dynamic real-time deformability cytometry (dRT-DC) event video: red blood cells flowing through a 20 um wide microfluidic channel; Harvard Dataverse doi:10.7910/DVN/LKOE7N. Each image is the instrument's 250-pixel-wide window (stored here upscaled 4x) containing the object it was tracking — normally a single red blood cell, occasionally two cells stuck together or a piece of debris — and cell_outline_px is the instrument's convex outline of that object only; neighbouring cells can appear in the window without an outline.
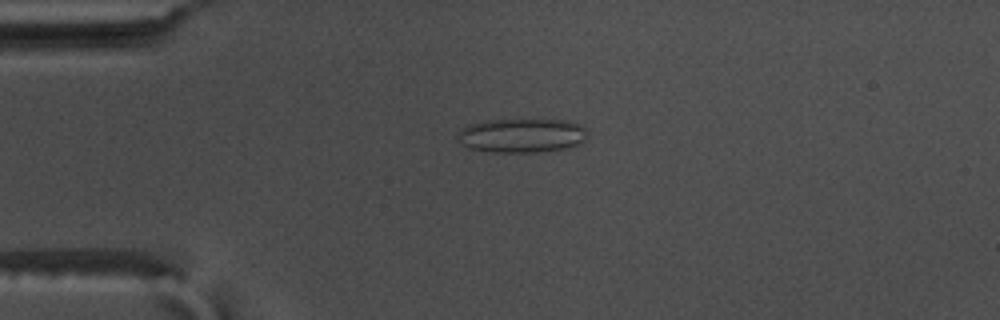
{"species": "common noctule bat (a hibernating species)", "species_latin": "Nyctalus noctula", "temperature_condition": "warm", "stored_images_in_passage": 56, "camera_frame_rate_fps": 3000, "um_per_image_px": 0.085, "animal": {"sex": "male", "body_mass_g": 17.5, "forearm_length_mm": 52.3}, "frame": {"image": 1, "passage_image": 13, "time_ms": 4.0, "image_size_px": [1000, 320], "cell_outline_px": [[588, 136], [584, 140], [568, 148], [536, 152], [492, 152], [468, 148], [460, 140], [456, 132], [460, 128], [468, 124], [488, 120], [536, 116], [564, 120], [584, 124]], "centroid_in_image_um": [44.39, 11.45], "position_along_channel_um": 40.6, "area_um2": 27.05}}
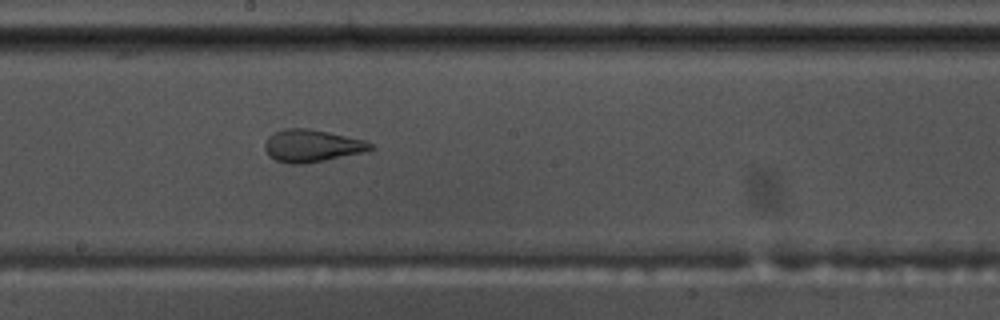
{"frame": {"image": 2, "passage_image": 30, "time_ms": 9.667, "image_size_px": [1000, 320], "cell_outline_px": [[376, 148], [360, 152], [324, 160], [300, 164], [288, 164], [276, 160], [268, 156], [264, 148], [264, 144], [268, 136], [284, 128], [308, 128], [328, 132], [364, 140], [372, 144]], "centroid_in_image_um": [26.45, 12.38], "position_along_channel_um": 221.7, "area_um2": 19.71}}
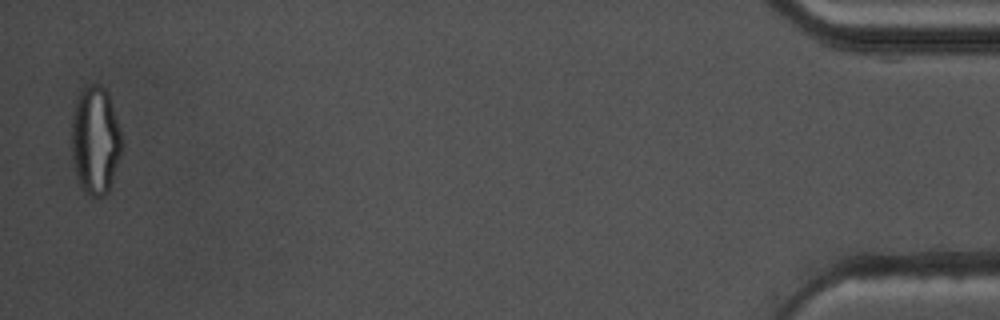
{"frame": {"image": 3, "passage_image": 54, "time_ms": 17.667, "image_size_px": [1000, 320], "cell_outline_px": [[120, 156], [108, 192], [100, 196], [88, 196], [80, 188], [76, 176], [72, 156], [72, 116], [80, 92], [88, 84], [100, 84], [108, 92], [120, 132]], "centroid_in_image_um": [8.08, 11.95], "position_along_channel_um": 427.1, "area_um2": 31.27}, "authors_computed_cell_mechanics": {"area_um2": 25.2297, "velocity_mm_per_s": 3.6917, "shape_relaxation_time_tau1_ms": null, "shape_relaxation_time_tau2_ms": 1.1776, "deformation_change_tau1": null, "deformation_change_tau2": 0.091}}